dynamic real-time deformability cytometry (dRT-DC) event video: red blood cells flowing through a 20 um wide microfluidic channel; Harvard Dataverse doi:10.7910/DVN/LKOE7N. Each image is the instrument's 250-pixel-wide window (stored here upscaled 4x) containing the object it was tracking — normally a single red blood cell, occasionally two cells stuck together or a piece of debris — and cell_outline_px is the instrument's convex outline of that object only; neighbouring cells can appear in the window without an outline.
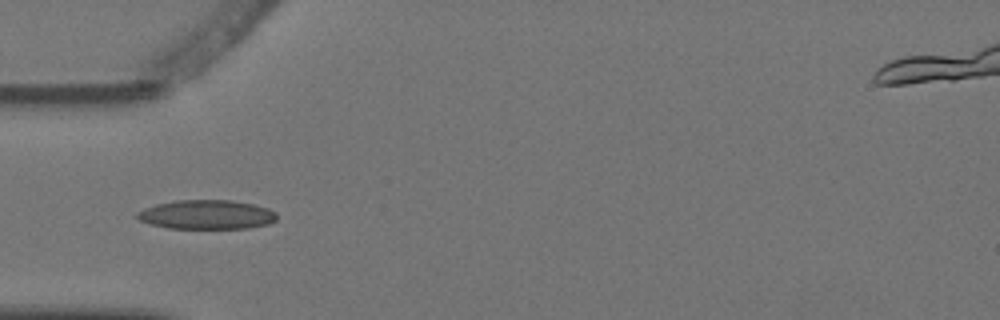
{"species": "Egyptian fruit bat (a non-hibernating species)", "species_latin": "Rousettus aegyptiacus", "temperature_condition": "warm", "stored_images_in_passage": 7, "camera_frame_rate_fps": 3000, "um_per_image_px": 0.085, "animal": {"sex": "female"}, "frame": {"image": 1, "passage_image": 2, "time_ms": 0.333, "image_size_px": [1000, 320], "cell_outline_px": [[276, 220], [268, 224], [248, 228], [168, 228], [152, 224], [140, 220], [136, 216], [136, 212], [144, 208], [156, 204], [176, 200], [232, 200], [252, 204], [268, 208], [276, 212]], "centroid_in_image_um": [17.57, 18.23], "position_along_channel_um": 67.4, "area_um2": 23.7}}
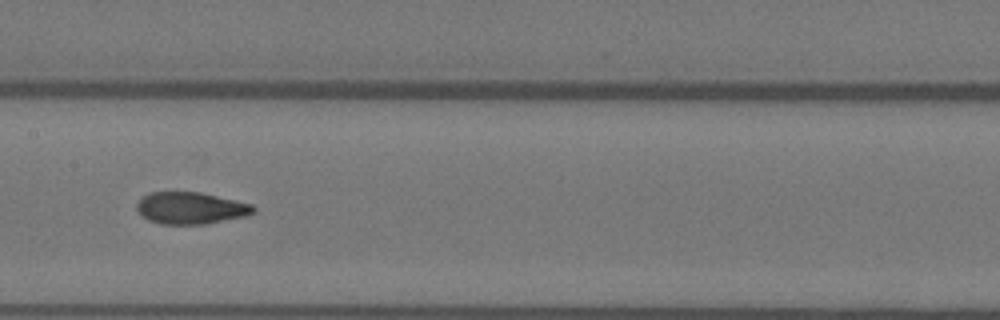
{"frame": {"image": 2, "passage_image": 5, "time_ms": 1.333, "image_size_px": [1000, 320], "cell_outline_px": [[256, 212], [248, 216], [204, 224], [160, 224], [148, 220], [136, 208], [136, 204], [148, 192], [200, 192], [252, 204], [256, 208]], "centroid_in_image_um": [16.24, 17.69], "position_along_channel_um": 191.2, "area_um2": 21.68}}
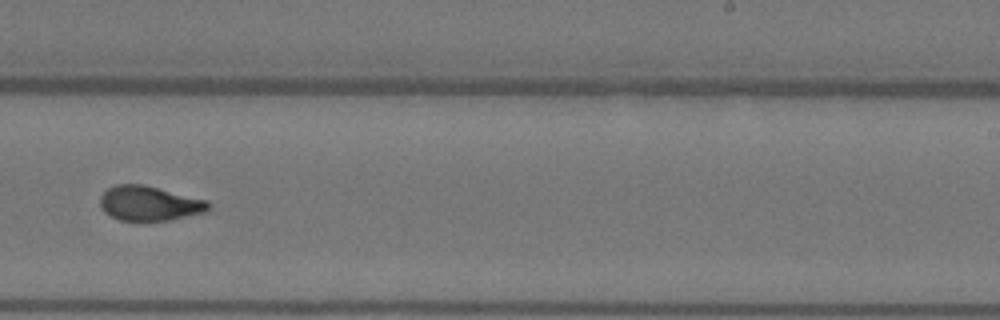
{"frame": {"image": 3, "passage_image": 7, "time_ms": 2.0, "image_size_px": [1000, 320], "cell_outline_px": [[212, 208], [204, 212], [168, 220], [144, 224], [120, 220], [104, 212], [100, 208], [100, 196], [108, 188], [116, 184], [144, 184], [208, 200], [212, 204]], "centroid_in_image_um": [12.69, 17.32], "position_along_channel_um": 276.3, "area_um2": 22.66}}